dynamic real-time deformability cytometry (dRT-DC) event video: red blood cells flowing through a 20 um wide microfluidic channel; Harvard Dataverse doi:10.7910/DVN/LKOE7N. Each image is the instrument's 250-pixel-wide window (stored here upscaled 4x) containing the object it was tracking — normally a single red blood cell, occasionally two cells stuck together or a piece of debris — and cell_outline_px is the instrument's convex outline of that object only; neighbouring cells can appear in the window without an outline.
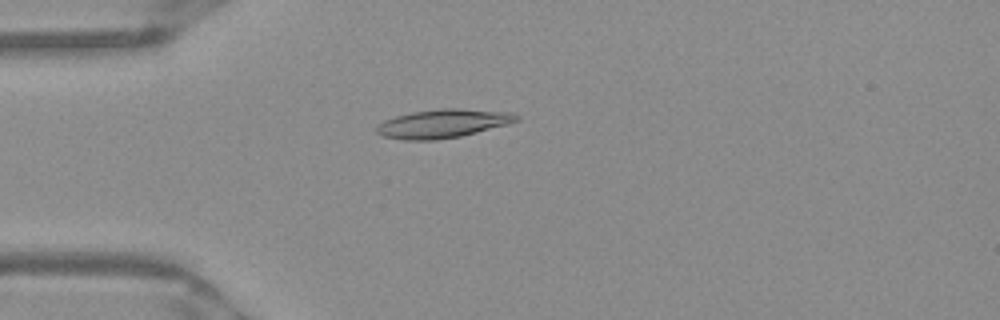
{"species": "Egyptian fruit bat (a non-hibernating species)", "species_latin": "Rousettus aegyptiacus", "temperature_condition": "warm", "stored_images_in_passage": 51, "camera_frame_rate_fps": 3000, "um_per_image_px": 0.085, "frame": {"image": 1, "passage_image": 14, "time_ms": 4.333, "image_size_px": [1000, 320], "cell_outline_px": [[520, 120], [508, 124], [460, 136], [436, 140], [404, 140], [384, 136], [376, 132], [376, 128], [384, 120], [396, 116], [412, 112], [440, 108], [460, 108], [512, 112], [520, 116]], "centroid_in_image_um": [37.68, 10.49], "position_along_channel_um": 47.3, "area_um2": 23.29}}
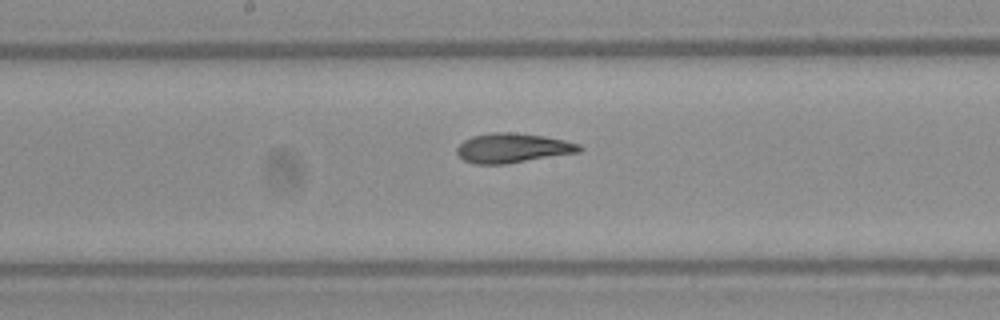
{"frame": {"image": 2, "passage_image": 27, "time_ms": 8.667, "image_size_px": [1000, 320], "cell_outline_px": [[584, 148], [580, 152], [504, 164], [476, 164], [464, 160], [456, 152], [456, 148], [464, 140], [472, 136], [492, 132], [512, 132], [544, 136], [564, 140], [580, 144]], "centroid_in_image_um": [43.58, 12.57], "position_along_channel_um": 204.6, "area_um2": 21.04}}
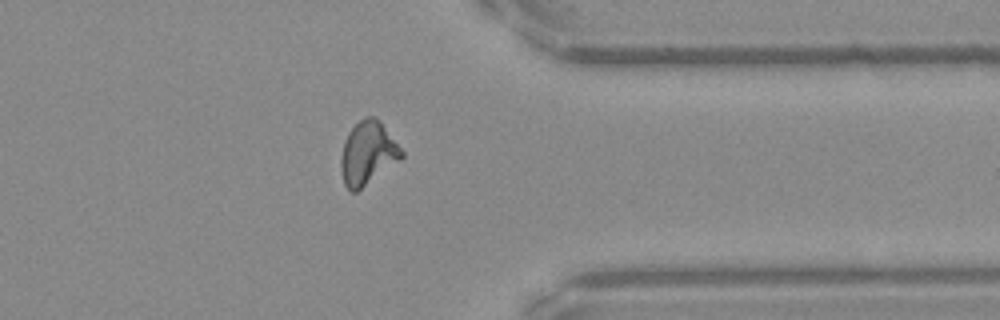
{"frame": {"image": 3, "passage_image": 41, "time_ms": 13.333, "image_size_px": [1000, 320], "cell_outline_px": [[404, 156], [400, 160], [356, 192], [352, 192], [344, 184], [340, 168], [340, 160], [344, 140], [348, 132], [364, 116], [372, 116], [380, 120], [404, 152]], "centroid_in_image_um": [31.25, 13.01], "position_along_channel_um": 380.1, "area_um2": 22.31}, "authors_computed_cell_mechanics": {"area_um2": 21.2704, "velocity_mm_per_s": 3.9481, "shape_relaxation_time_tau1_ms": 5.5786, "shape_relaxation_time_tau2_ms": 1.8161, "deformation_change_tau1": 0.2081, "deformation_change_tau2": 0.0959}}